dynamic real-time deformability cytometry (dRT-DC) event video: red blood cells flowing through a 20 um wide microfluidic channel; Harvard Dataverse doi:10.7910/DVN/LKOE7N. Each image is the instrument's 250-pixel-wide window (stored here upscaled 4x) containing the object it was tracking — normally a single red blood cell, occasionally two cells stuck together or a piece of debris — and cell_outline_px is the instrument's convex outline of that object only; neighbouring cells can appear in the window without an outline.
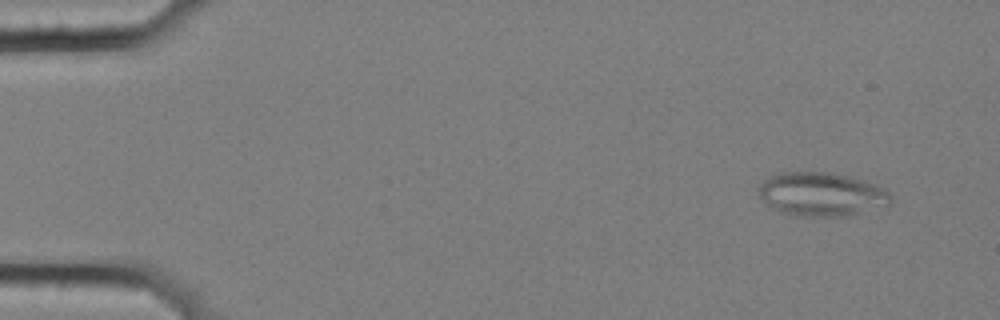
{"species": "common noctule bat (a hibernating species)", "species_latin": "Nyctalus noctula", "temperature_condition": "cold", "stored_images_in_passage": 7, "camera_frame_rate_fps": 3000, "um_per_image_px": 0.085, "animal": {"sex": "female", "body_mass_g": 25.1}, "frame": {"image": 1, "passage_image": 2, "time_ms": 0.333, "image_size_px": [1000, 320], "cell_outline_px": [[892, 200], [888, 208], [844, 216], [788, 216], [772, 208], [760, 196], [760, 184], [764, 180], [780, 172], [832, 172], [848, 176], [876, 184], [884, 188], [892, 196]], "centroid_in_image_um": [69.9, 16.53], "position_along_channel_um": 15.1, "area_um2": 34.1}}